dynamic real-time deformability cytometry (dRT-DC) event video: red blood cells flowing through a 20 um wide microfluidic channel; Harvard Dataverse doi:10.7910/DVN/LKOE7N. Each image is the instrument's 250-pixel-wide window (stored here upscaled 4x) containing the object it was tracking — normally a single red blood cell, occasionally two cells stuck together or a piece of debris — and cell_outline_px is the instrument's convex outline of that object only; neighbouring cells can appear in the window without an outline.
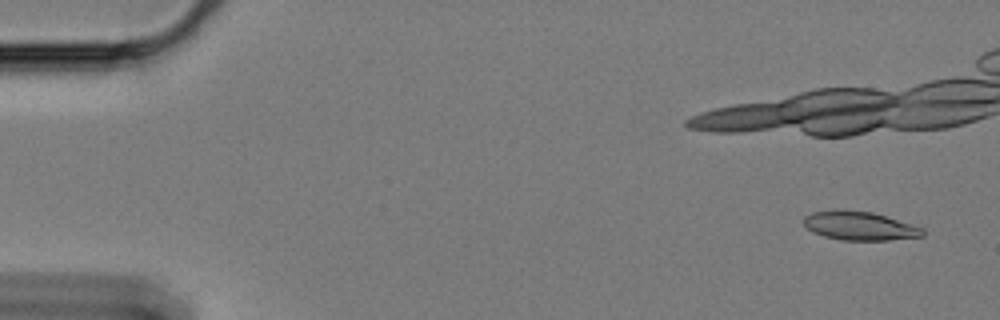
{"species": "Egyptian fruit bat (a non-hibernating species)", "species_latin": "Rousettus aegyptiacus", "temperature_condition": "cold", "stored_images_in_passage": 23, "camera_frame_rate_fps": 3000, "um_per_image_px": 0.085, "animal": {"sex": "female"}, "frame": {"image": 1, "passage_image": 1, "time_ms": 0.0, "image_size_px": [1000, 320], "cell_outline_px": [[924, 236], [888, 240], [840, 240], [824, 236], [812, 232], [804, 224], [804, 216], [812, 212], [872, 212], [924, 228]], "centroid_in_image_um": [73.11, 19.24], "position_along_channel_um": 11.9, "area_um2": 19.19}}